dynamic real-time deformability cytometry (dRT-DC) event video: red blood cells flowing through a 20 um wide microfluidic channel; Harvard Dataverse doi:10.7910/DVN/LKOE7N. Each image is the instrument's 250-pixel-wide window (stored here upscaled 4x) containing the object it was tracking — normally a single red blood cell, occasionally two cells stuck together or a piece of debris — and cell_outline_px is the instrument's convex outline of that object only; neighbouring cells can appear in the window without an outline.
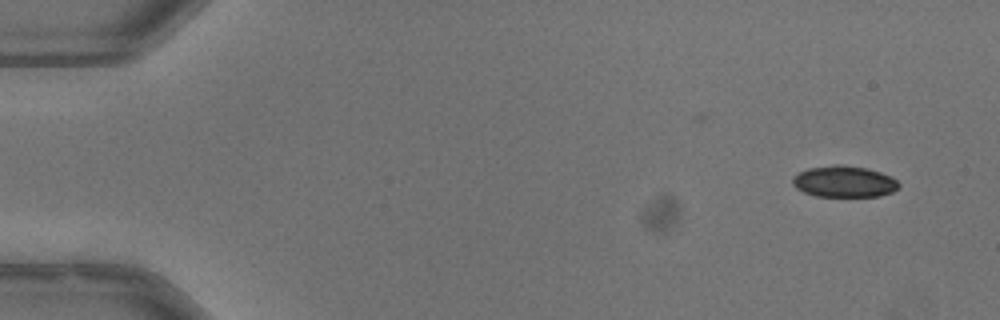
{"species": "common noctule bat (a hibernating species)", "species_latin": "Nyctalus noctula", "temperature_condition": "warm", "stored_images_in_passage": 41, "camera_frame_rate_fps": 3000, "um_per_image_px": 0.085, "animal": {"sex": "male", "body_mass_g": 13.3}, "frame": {"image": 1, "passage_image": 1, "time_ms": 0.0, "image_size_px": [1000, 320], "cell_outline_px": [[900, 184], [892, 192], [880, 196], [816, 196], [804, 192], [796, 188], [792, 184], [792, 176], [808, 168], [836, 164], [840, 164], [868, 168], [892, 176]], "centroid_in_image_um": [71.74, 15.42], "position_along_channel_um": 13.3, "area_um2": 19.48}}
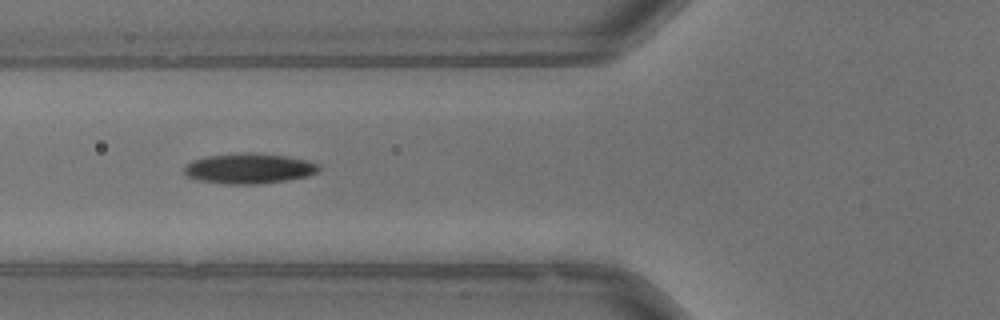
{"frame": {"image": 2, "passage_image": 18, "time_ms": 5.667, "image_size_px": [1000, 320], "cell_outline_px": [[320, 168], [316, 172], [308, 176], [288, 180], [256, 184], [224, 184], [196, 180], [184, 176], [184, 164], [192, 160], [204, 156], [244, 152], [256, 152], [288, 156], [308, 160], [320, 164]], "centroid_in_image_um": [21.13, 14.31], "position_along_channel_um": 104.7, "area_um2": 24.33}}
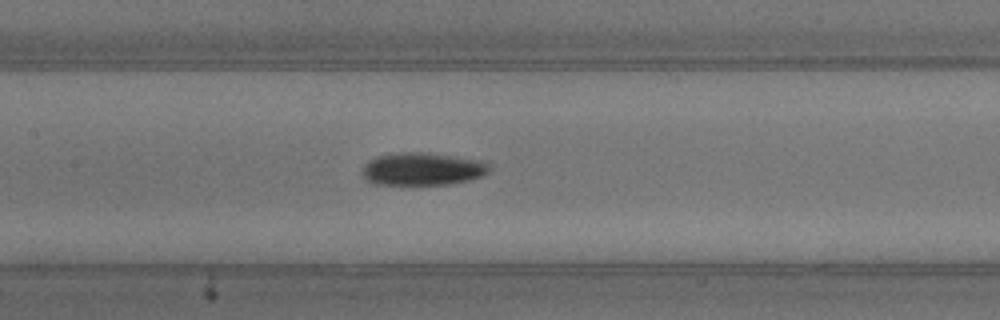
{"frame": {"image": 3, "passage_image": 23, "time_ms": 7.333, "image_size_px": [1000, 320], "cell_outline_px": [[492, 168], [484, 176], [472, 180], [448, 184], [372, 184], [364, 176], [364, 164], [368, 160], [376, 156], [400, 152], [428, 152], [480, 160], [492, 164]], "centroid_in_image_um": [35.97, 14.35], "position_along_channel_um": 171.4, "area_um2": 24.45}, "authors_computed_cell_mechanics": {"area_um2": 22.7732, "velocity_mm_per_s": 3.9864, "shape_relaxation_time_tau1_ms": 4.5209, "shape_relaxation_time_tau2_ms": null, "deformation_change_tau1": 0.1598, "deformation_change_tau2": null}}